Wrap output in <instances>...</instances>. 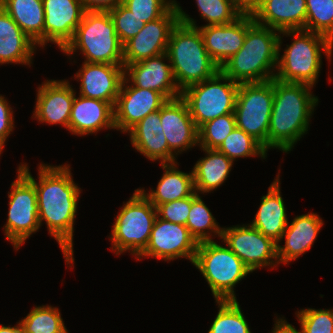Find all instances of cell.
Listing matches in <instances>:
<instances>
[{
  "label": "cell",
  "mask_w": 333,
  "mask_h": 333,
  "mask_svg": "<svg viewBox=\"0 0 333 333\" xmlns=\"http://www.w3.org/2000/svg\"><path fill=\"white\" fill-rule=\"evenodd\" d=\"M178 21L174 4L162 17L145 23L140 32L123 45L124 66L165 53L171 31Z\"/></svg>",
  "instance_id": "9a60e30c"
},
{
  "label": "cell",
  "mask_w": 333,
  "mask_h": 333,
  "mask_svg": "<svg viewBox=\"0 0 333 333\" xmlns=\"http://www.w3.org/2000/svg\"><path fill=\"white\" fill-rule=\"evenodd\" d=\"M166 54L181 92L211 78L220 70L206 51L199 28L180 21L171 31Z\"/></svg>",
  "instance_id": "277c9868"
},
{
  "label": "cell",
  "mask_w": 333,
  "mask_h": 333,
  "mask_svg": "<svg viewBox=\"0 0 333 333\" xmlns=\"http://www.w3.org/2000/svg\"><path fill=\"white\" fill-rule=\"evenodd\" d=\"M191 203L192 195L187 198L160 204L156 207L157 216L160 219L186 226Z\"/></svg>",
  "instance_id": "60d3db41"
},
{
  "label": "cell",
  "mask_w": 333,
  "mask_h": 333,
  "mask_svg": "<svg viewBox=\"0 0 333 333\" xmlns=\"http://www.w3.org/2000/svg\"><path fill=\"white\" fill-rule=\"evenodd\" d=\"M36 45L0 6V64L30 65Z\"/></svg>",
  "instance_id": "4316f807"
},
{
  "label": "cell",
  "mask_w": 333,
  "mask_h": 333,
  "mask_svg": "<svg viewBox=\"0 0 333 333\" xmlns=\"http://www.w3.org/2000/svg\"><path fill=\"white\" fill-rule=\"evenodd\" d=\"M274 98V78L239 84L234 114L236 127L258 140L267 150V137Z\"/></svg>",
  "instance_id": "30bf717a"
},
{
  "label": "cell",
  "mask_w": 333,
  "mask_h": 333,
  "mask_svg": "<svg viewBox=\"0 0 333 333\" xmlns=\"http://www.w3.org/2000/svg\"><path fill=\"white\" fill-rule=\"evenodd\" d=\"M296 316L303 333H333V309H302Z\"/></svg>",
  "instance_id": "f35d334b"
},
{
  "label": "cell",
  "mask_w": 333,
  "mask_h": 333,
  "mask_svg": "<svg viewBox=\"0 0 333 333\" xmlns=\"http://www.w3.org/2000/svg\"><path fill=\"white\" fill-rule=\"evenodd\" d=\"M124 78L114 109V126L121 132H128L149 113L158 111L167 102L159 92L126 85Z\"/></svg>",
  "instance_id": "2e32d148"
},
{
  "label": "cell",
  "mask_w": 333,
  "mask_h": 333,
  "mask_svg": "<svg viewBox=\"0 0 333 333\" xmlns=\"http://www.w3.org/2000/svg\"><path fill=\"white\" fill-rule=\"evenodd\" d=\"M76 50L88 63L124 65L123 44L108 11H85L73 38L61 51L72 55Z\"/></svg>",
  "instance_id": "8992f818"
},
{
  "label": "cell",
  "mask_w": 333,
  "mask_h": 333,
  "mask_svg": "<svg viewBox=\"0 0 333 333\" xmlns=\"http://www.w3.org/2000/svg\"><path fill=\"white\" fill-rule=\"evenodd\" d=\"M161 125L169 146V163L176 162L178 153L199 144L198 128L181 97L167 100L161 107Z\"/></svg>",
  "instance_id": "e0dca14e"
},
{
  "label": "cell",
  "mask_w": 333,
  "mask_h": 333,
  "mask_svg": "<svg viewBox=\"0 0 333 333\" xmlns=\"http://www.w3.org/2000/svg\"><path fill=\"white\" fill-rule=\"evenodd\" d=\"M43 5L44 46L50 41L62 50L73 38L86 10L81 0H43Z\"/></svg>",
  "instance_id": "d6986e66"
},
{
  "label": "cell",
  "mask_w": 333,
  "mask_h": 333,
  "mask_svg": "<svg viewBox=\"0 0 333 333\" xmlns=\"http://www.w3.org/2000/svg\"><path fill=\"white\" fill-rule=\"evenodd\" d=\"M133 147L151 161L169 163V146L161 125V109L149 113L129 131Z\"/></svg>",
  "instance_id": "d4e9b609"
},
{
  "label": "cell",
  "mask_w": 333,
  "mask_h": 333,
  "mask_svg": "<svg viewBox=\"0 0 333 333\" xmlns=\"http://www.w3.org/2000/svg\"><path fill=\"white\" fill-rule=\"evenodd\" d=\"M206 154L194 165L193 179L195 191L200 194L217 189L228 177L233 161L217 149L201 148Z\"/></svg>",
  "instance_id": "f1b7e54d"
},
{
  "label": "cell",
  "mask_w": 333,
  "mask_h": 333,
  "mask_svg": "<svg viewBox=\"0 0 333 333\" xmlns=\"http://www.w3.org/2000/svg\"><path fill=\"white\" fill-rule=\"evenodd\" d=\"M221 239L251 272L279 264L277 243L249 224L223 228Z\"/></svg>",
  "instance_id": "7c38bea8"
},
{
  "label": "cell",
  "mask_w": 333,
  "mask_h": 333,
  "mask_svg": "<svg viewBox=\"0 0 333 333\" xmlns=\"http://www.w3.org/2000/svg\"><path fill=\"white\" fill-rule=\"evenodd\" d=\"M198 243L191 236L187 226L172 223L156 217L150 233L149 243L145 250L137 257H153L170 261L186 258L193 263Z\"/></svg>",
  "instance_id": "5bb4252c"
},
{
  "label": "cell",
  "mask_w": 333,
  "mask_h": 333,
  "mask_svg": "<svg viewBox=\"0 0 333 333\" xmlns=\"http://www.w3.org/2000/svg\"><path fill=\"white\" fill-rule=\"evenodd\" d=\"M0 6L38 46H44L43 0H1Z\"/></svg>",
  "instance_id": "f546056e"
},
{
  "label": "cell",
  "mask_w": 333,
  "mask_h": 333,
  "mask_svg": "<svg viewBox=\"0 0 333 333\" xmlns=\"http://www.w3.org/2000/svg\"><path fill=\"white\" fill-rule=\"evenodd\" d=\"M177 162L161 164L164 174L159 180L156 190L148 193L142 188V194L155 206L178 199L187 198L195 192L193 172L178 170Z\"/></svg>",
  "instance_id": "83f0119b"
},
{
  "label": "cell",
  "mask_w": 333,
  "mask_h": 333,
  "mask_svg": "<svg viewBox=\"0 0 333 333\" xmlns=\"http://www.w3.org/2000/svg\"><path fill=\"white\" fill-rule=\"evenodd\" d=\"M175 6L180 22L199 28L206 51L219 67L241 49L247 33V14L229 24L198 27L176 1Z\"/></svg>",
  "instance_id": "4fadbf2b"
},
{
  "label": "cell",
  "mask_w": 333,
  "mask_h": 333,
  "mask_svg": "<svg viewBox=\"0 0 333 333\" xmlns=\"http://www.w3.org/2000/svg\"><path fill=\"white\" fill-rule=\"evenodd\" d=\"M68 80H46L38 87L33 117L68 129L75 90Z\"/></svg>",
  "instance_id": "44dd1931"
},
{
  "label": "cell",
  "mask_w": 333,
  "mask_h": 333,
  "mask_svg": "<svg viewBox=\"0 0 333 333\" xmlns=\"http://www.w3.org/2000/svg\"><path fill=\"white\" fill-rule=\"evenodd\" d=\"M169 58L165 53L124 66L126 82L138 88L151 89L162 93L168 100L181 96L171 64L164 63ZM129 78H128V77Z\"/></svg>",
  "instance_id": "ac0fdd59"
},
{
  "label": "cell",
  "mask_w": 333,
  "mask_h": 333,
  "mask_svg": "<svg viewBox=\"0 0 333 333\" xmlns=\"http://www.w3.org/2000/svg\"><path fill=\"white\" fill-rule=\"evenodd\" d=\"M305 30L328 37L333 42V0H306Z\"/></svg>",
  "instance_id": "e575fe53"
},
{
  "label": "cell",
  "mask_w": 333,
  "mask_h": 333,
  "mask_svg": "<svg viewBox=\"0 0 333 333\" xmlns=\"http://www.w3.org/2000/svg\"><path fill=\"white\" fill-rule=\"evenodd\" d=\"M86 11H110L123 0H81Z\"/></svg>",
  "instance_id": "7bdbcfd3"
},
{
  "label": "cell",
  "mask_w": 333,
  "mask_h": 333,
  "mask_svg": "<svg viewBox=\"0 0 333 333\" xmlns=\"http://www.w3.org/2000/svg\"><path fill=\"white\" fill-rule=\"evenodd\" d=\"M4 96L0 95V146L4 148L7 137L14 129L13 111Z\"/></svg>",
  "instance_id": "b9f144b4"
},
{
  "label": "cell",
  "mask_w": 333,
  "mask_h": 333,
  "mask_svg": "<svg viewBox=\"0 0 333 333\" xmlns=\"http://www.w3.org/2000/svg\"><path fill=\"white\" fill-rule=\"evenodd\" d=\"M69 165L40 164L39 181L32 177L28 166L19 169L34 183L37 192L39 224L46 222L49 234L58 242L66 265L74 264L73 232L80 189L73 181Z\"/></svg>",
  "instance_id": "6da1fadb"
},
{
  "label": "cell",
  "mask_w": 333,
  "mask_h": 333,
  "mask_svg": "<svg viewBox=\"0 0 333 333\" xmlns=\"http://www.w3.org/2000/svg\"><path fill=\"white\" fill-rule=\"evenodd\" d=\"M114 126V109L109 102L81 95L73 100L68 130L74 135L97 133Z\"/></svg>",
  "instance_id": "7402d4cb"
},
{
  "label": "cell",
  "mask_w": 333,
  "mask_h": 333,
  "mask_svg": "<svg viewBox=\"0 0 333 333\" xmlns=\"http://www.w3.org/2000/svg\"><path fill=\"white\" fill-rule=\"evenodd\" d=\"M0 333H24L22 329V325L19 322L17 326H4L0 324Z\"/></svg>",
  "instance_id": "bcb514c9"
},
{
  "label": "cell",
  "mask_w": 333,
  "mask_h": 333,
  "mask_svg": "<svg viewBox=\"0 0 333 333\" xmlns=\"http://www.w3.org/2000/svg\"><path fill=\"white\" fill-rule=\"evenodd\" d=\"M192 264L206 279L216 301L237 300L235 285L251 273L232 250L214 240L198 243Z\"/></svg>",
  "instance_id": "52a82bcc"
},
{
  "label": "cell",
  "mask_w": 333,
  "mask_h": 333,
  "mask_svg": "<svg viewBox=\"0 0 333 333\" xmlns=\"http://www.w3.org/2000/svg\"><path fill=\"white\" fill-rule=\"evenodd\" d=\"M196 3L208 26L229 24L242 15L230 0H196Z\"/></svg>",
  "instance_id": "8d00e7d4"
},
{
  "label": "cell",
  "mask_w": 333,
  "mask_h": 333,
  "mask_svg": "<svg viewBox=\"0 0 333 333\" xmlns=\"http://www.w3.org/2000/svg\"><path fill=\"white\" fill-rule=\"evenodd\" d=\"M235 127L234 113L210 120L198 128V145L200 148L218 149Z\"/></svg>",
  "instance_id": "d590c367"
},
{
  "label": "cell",
  "mask_w": 333,
  "mask_h": 333,
  "mask_svg": "<svg viewBox=\"0 0 333 333\" xmlns=\"http://www.w3.org/2000/svg\"><path fill=\"white\" fill-rule=\"evenodd\" d=\"M19 322L24 333H68L59 309L50 305L35 306Z\"/></svg>",
  "instance_id": "1f68e13d"
},
{
  "label": "cell",
  "mask_w": 333,
  "mask_h": 333,
  "mask_svg": "<svg viewBox=\"0 0 333 333\" xmlns=\"http://www.w3.org/2000/svg\"><path fill=\"white\" fill-rule=\"evenodd\" d=\"M305 83H287L274 78V98L267 137L268 149L291 151L306 134L318 98Z\"/></svg>",
  "instance_id": "7a4b0ae2"
},
{
  "label": "cell",
  "mask_w": 333,
  "mask_h": 333,
  "mask_svg": "<svg viewBox=\"0 0 333 333\" xmlns=\"http://www.w3.org/2000/svg\"><path fill=\"white\" fill-rule=\"evenodd\" d=\"M306 0H263L252 14L262 26L285 30H305Z\"/></svg>",
  "instance_id": "603a6c76"
},
{
  "label": "cell",
  "mask_w": 333,
  "mask_h": 333,
  "mask_svg": "<svg viewBox=\"0 0 333 333\" xmlns=\"http://www.w3.org/2000/svg\"><path fill=\"white\" fill-rule=\"evenodd\" d=\"M3 147L0 146V154L2 153Z\"/></svg>",
  "instance_id": "7dc6e473"
},
{
  "label": "cell",
  "mask_w": 333,
  "mask_h": 333,
  "mask_svg": "<svg viewBox=\"0 0 333 333\" xmlns=\"http://www.w3.org/2000/svg\"><path fill=\"white\" fill-rule=\"evenodd\" d=\"M223 82V83H222ZM239 84L221 70L181 92L197 128L217 117L234 113Z\"/></svg>",
  "instance_id": "9c48e42d"
},
{
  "label": "cell",
  "mask_w": 333,
  "mask_h": 333,
  "mask_svg": "<svg viewBox=\"0 0 333 333\" xmlns=\"http://www.w3.org/2000/svg\"><path fill=\"white\" fill-rule=\"evenodd\" d=\"M75 74L80 80V95L115 106L124 79V65L84 62Z\"/></svg>",
  "instance_id": "ffe728a7"
},
{
  "label": "cell",
  "mask_w": 333,
  "mask_h": 333,
  "mask_svg": "<svg viewBox=\"0 0 333 333\" xmlns=\"http://www.w3.org/2000/svg\"><path fill=\"white\" fill-rule=\"evenodd\" d=\"M276 31L257 24L252 15L247 14V33L243 45L220 70L238 84L272 80L282 44L281 32Z\"/></svg>",
  "instance_id": "3957f363"
},
{
  "label": "cell",
  "mask_w": 333,
  "mask_h": 333,
  "mask_svg": "<svg viewBox=\"0 0 333 333\" xmlns=\"http://www.w3.org/2000/svg\"><path fill=\"white\" fill-rule=\"evenodd\" d=\"M17 179L8 192L9 211L4 233L18 250L40 228L37 192L34 183L18 168Z\"/></svg>",
  "instance_id": "8fae6325"
},
{
  "label": "cell",
  "mask_w": 333,
  "mask_h": 333,
  "mask_svg": "<svg viewBox=\"0 0 333 333\" xmlns=\"http://www.w3.org/2000/svg\"><path fill=\"white\" fill-rule=\"evenodd\" d=\"M279 182L278 175L269 186L268 193L262 196L260 207L250 224L277 244L289 224Z\"/></svg>",
  "instance_id": "484cf974"
},
{
  "label": "cell",
  "mask_w": 333,
  "mask_h": 333,
  "mask_svg": "<svg viewBox=\"0 0 333 333\" xmlns=\"http://www.w3.org/2000/svg\"><path fill=\"white\" fill-rule=\"evenodd\" d=\"M241 14L252 15L263 0H230Z\"/></svg>",
  "instance_id": "ee69618b"
},
{
  "label": "cell",
  "mask_w": 333,
  "mask_h": 333,
  "mask_svg": "<svg viewBox=\"0 0 333 333\" xmlns=\"http://www.w3.org/2000/svg\"><path fill=\"white\" fill-rule=\"evenodd\" d=\"M122 4L147 23L162 17L175 4V0H123Z\"/></svg>",
  "instance_id": "ab89813d"
},
{
  "label": "cell",
  "mask_w": 333,
  "mask_h": 333,
  "mask_svg": "<svg viewBox=\"0 0 333 333\" xmlns=\"http://www.w3.org/2000/svg\"><path fill=\"white\" fill-rule=\"evenodd\" d=\"M186 226L197 243L212 241L211 232L215 233V236L218 235V237L221 238L223 229L218 226L210 209L206 206L196 191L192 194L191 209L189 211Z\"/></svg>",
  "instance_id": "4dcf8cb0"
},
{
  "label": "cell",
  "mask_w": 333,
  "mask_h": 333,
  "mask_svg": "<svg viewBox=\"0 0 333 333\" xmlns=\"http://www.w3.org/2000/svg\"><path fill=\"white\" fill-rule=\"evenodd\" d=\"M275 322V326L273 327L272 333H303L302 330L297 331L294 326L287 323L286 320L282 318H278Z\"/></svg>",
  "instance_id": "f6af8a7d"
},
{
  "label": "cell",
  "mask_w": 333,
  "mask_h": 333,
  "mask_svg": "<svg viewBox=\"0 0 333 333\" xmlns=\"http://www.w3.org/2000/svg\"><path fill=\"white\" fill-rule=\"evenodd\" d=\"M108 12L114 23L119 40L123 45L136 36L145 25L143 20H140L123 4L117 5Z\"/></svg>",
  "instance_id": "74e56055"
},
{
  "label": "cell",
  "mask_w": 333,
  "mask_h": 333,
  "mask_svg": "<svg viewBox=\"0 0 333 333\" xmlns=\"http://www.w3.org/2000/svg\"><path fill=\"white\" fill-rule=\"evenodd\" d=\"M216 302L219 310L208 333H251L237 300Z\"/></svg>",
  "instance_id": "d6a6232c"
},
{
  "label": "cell",
  "mask_w": 333,
  "mask_h": 333,
  "mask_svg": "<svg viewBox=\"0 0 333 333\" xmlns=\"http://www.w3.org/2000/svg\"><path fill=\"white\" fill-rule=\"evenodd\" d=\"M284 35L294 37L280 57L278 53L275 79L287 83H305L315 86L322 65V53L330 60L333 42L326 36L306 30H285ZM321 50L323 52H321Z\"/></svg>",
  "instance_id": "5b68a950"
},
{
  "label": "cell",
  "mask_w": 333,
  "mask_h": 333,
  "mask_svg": "<svg viewBox=\"0 0 333 333\" xmlns=\"http://www.w3.org/2000/svg\"><path fill=\"white\" fill-rule=\"evenodd\" d=\"M156 217V207L136 189L122 206L112 226V251L120 255L130 250L137 258L149 243Z\"/></svg>",
  "instance_id": "ba28073f"
},
{
  "label": "cell",
  "mask_w": 333,
  "mask_h": 333,
  "mask_svg": "<svg viewBox=\"0 0 333 333\" xmlns=\"http://www.w3.org/2000/svg\"><path fill=\"white\" fill-rule=\"evenodd\" d=\"M323 226V220L316 213L297 216L287 225L280 241L285 238L284 246L277 244L279 263H287L297 259L313 245Z\"/></svg>",
  "instance_id": "cb8c5ba5"
},
{
  "label": "cell",
  "mask_w": 333,
  "mask_h": 333,
  "mask_svg": "<svg viewBox=\"0 0 333 333\" xmlns=\"http://www.w3.org/2000/svg\"><path fill=\"white\" fill-rule=\"evenodd\" d=\"M217 150L224 153L233 162L238 157L246 158L259 155L265 159L267 156V150L264 146L238 127L233 129Z\"/></svg>",
  "instance_id": "836d02e7"
}]
</instances>
